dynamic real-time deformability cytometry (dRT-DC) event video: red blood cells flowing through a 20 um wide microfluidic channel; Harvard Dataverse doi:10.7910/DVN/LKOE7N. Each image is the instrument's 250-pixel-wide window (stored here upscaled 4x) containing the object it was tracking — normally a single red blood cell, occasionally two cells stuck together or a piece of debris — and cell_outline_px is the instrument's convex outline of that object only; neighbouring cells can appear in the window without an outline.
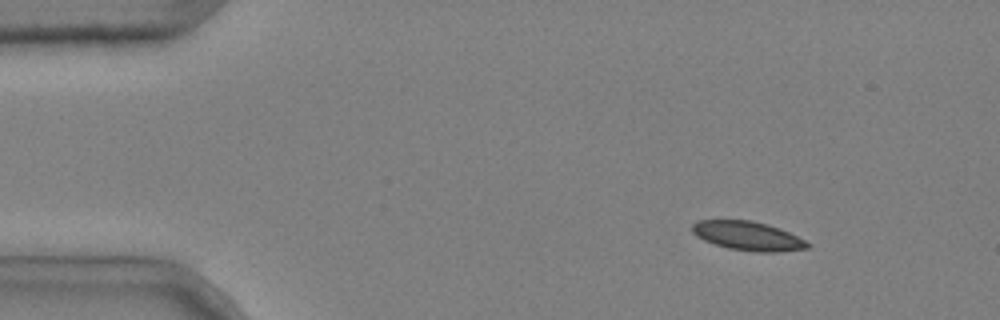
{"species": "common noctule bat (a hibernating species)", "species_latin": "Nyctalus noctula", "temperature_condition": "cold", "stored_images_in_passage": 4, "camera_frame_rate_fps": 3000, "um_per_image_px": 0.085, "animal": {"sex": "male", "body_mass_g": 20.4}, "frame": {"image": 1, "passage_image": 1, "time_ms": 0.0, "image_size_px": [1000, 320], "cell_outline_px": [[812, 248], [776, 252], [756, 252], [728, 248], [704, 240], [696, 236], [692, 232], [692, 224], [696, 220], [752, 220], [768, 224], [780, 228], [812, 244]], "centroid_in_image_um": [63.58, 20.05], "position_along_channel_um": 21.4, "area_um2": 19.59}}
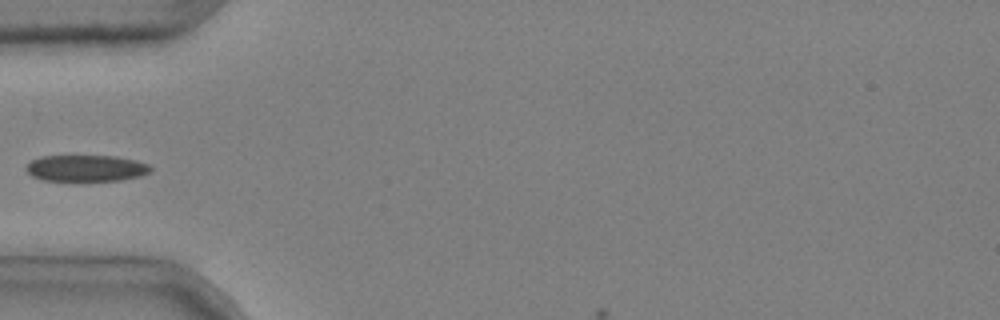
{"frame": {"image": 2, "passage_image": 3, "time_ms": 0.667, "image_size_px": [1000, 320], "cell_outline_px": [[152, 168], [148, 172], [140, 176], [120, 180], [44, 180], [32, 176], [24, 168], [32, 160], [40, 156], [116, 156], [136, 160], [148, 164]], "centroid_in_image_um": [7.31, 14.28], "position_along_channel_um": 77.7, "area_um2": 18.96}}